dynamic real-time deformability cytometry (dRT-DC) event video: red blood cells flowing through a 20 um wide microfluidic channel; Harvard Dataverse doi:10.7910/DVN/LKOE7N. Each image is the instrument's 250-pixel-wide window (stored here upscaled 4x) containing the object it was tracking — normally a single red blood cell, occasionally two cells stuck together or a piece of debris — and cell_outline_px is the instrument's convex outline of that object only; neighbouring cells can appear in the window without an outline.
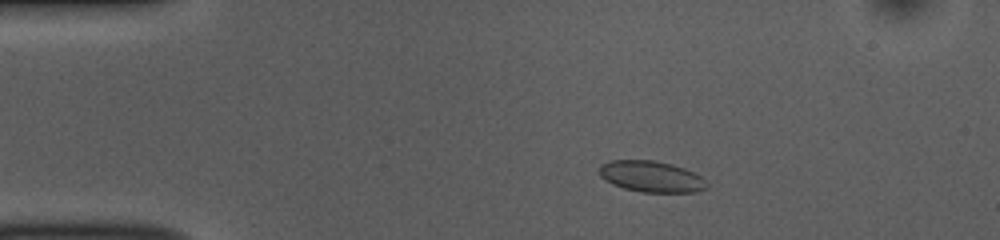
{"species": "common noctule bat (a hibernating species)", "species_latin": "Nyctalus noctula", "temperature_condition": "room temperature", "stored_images_in_passage": 50, "camera_frame_rate_fps": 3000, "um_per_image_px": 0.085, "animal": {"sex": "female", "body_mass_g": 10.0, "forearm_length_mm": 53.1}, "frame": {"image": 1, "passage_image": 7, "time_ms": 2.0, "image_size_px": [1000, 240], "cell_outline_px": [[708, 188], [696, 192], [640, 192], [624, 188], [612, 184], [604, 180], [600, 176], [600, 164], [612, 160], [652, 160], [684, 168], [700, 176], [708, 184]], "centroid_in_image_um": [55.34, 15.02], "position_along_channel_um": 29.7, "area_um2": 19.42}}
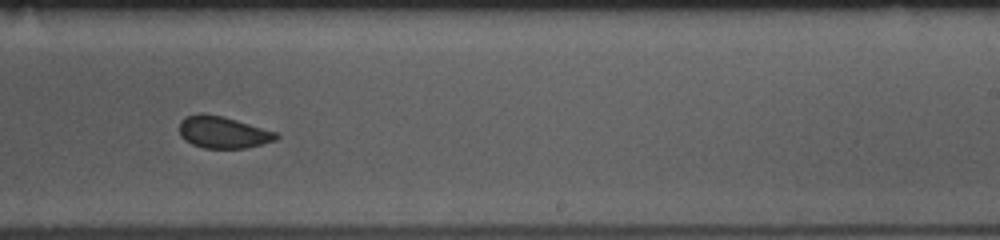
{"frame": {"image": 2, "passage_image": 30, "time_ms": 9.667, "image_size_px": [1000, 240], "cell_outline_px": [[280, 136], [276, 140], [244, 148], [204, 148], [192, 144], [184, 140], [180, 136], [180, 120], [184, 116], [200, 112], [224, 116], [276, 132]], "centroid_in_image_um": [18.91, 11.22], "position_along_channel_um": 270.1, "area_um2": 18.09}}
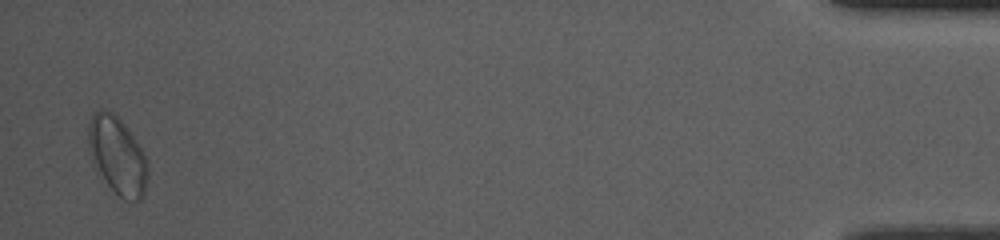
{"frame": {"image": 3, "passage_image": 49, "time_ms": 16.0, "image_size_px": [1000, 240], "cell_outline_px": [[148, 180], [144, 192], [140, 200], [124, 200], [108, 184], [100, 172], [88, 144], [88, 124], [92, 116], [100, 108], [112, 112], [120, 120], [136, 140], [144, 152], [148, 164]], "centroid_in_image_um": [10.02, 13.21], "position_along_channel_um": 425.2, "area_um2": 26.13}, "authors_computed_cell_mechanics": {"area_um2": 18.8428, "velocity_mm_per_s": 3.8009, "shape_relaxation_time_tau1_ms": 2.7645, "shape_relaxation_time_tau2_ms": 1.2955, "deformation_change_tau1": 0.0629, "deformation_change_tau2": 0.045}}